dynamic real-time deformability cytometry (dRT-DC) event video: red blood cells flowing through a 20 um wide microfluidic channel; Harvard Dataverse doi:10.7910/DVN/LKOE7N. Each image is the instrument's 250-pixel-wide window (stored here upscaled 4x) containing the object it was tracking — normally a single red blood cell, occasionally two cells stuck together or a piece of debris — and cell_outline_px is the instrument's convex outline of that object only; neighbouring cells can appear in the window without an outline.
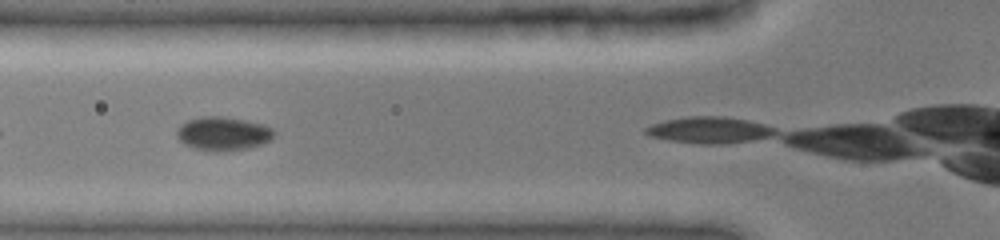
{"species": "common noctule bat (a hibernating species)", "species_latin": "Nyctalus noctula", "temperature_condition": "cold", "stored_images_in_passage": 13, "camera_frame_rate_fps": 3000, "um_per_image_px": 0.085, "animal": {"sex": "female", "body_mass_g": 19.0, "forearm_length_mm": 51.5}, "frame": {"image": 1, "passage_image": 9, "time_ms": 2.0, "image_size_px": [1000, 240], "cell_outline_px": [[276, 132], [272, 140], [264, 144], [248, 148], [220, 152], [208, 152], [192, 148], [184, 144], [176, 136], [176, 128], [180, 124], [188, 120], [200, 116], [224, 116], [264, 124], [272, 128]], "centroid_in_image_um": [18.95, 11.37], "position_along_channel_um": 106.8, "area_um2": 19.65}}